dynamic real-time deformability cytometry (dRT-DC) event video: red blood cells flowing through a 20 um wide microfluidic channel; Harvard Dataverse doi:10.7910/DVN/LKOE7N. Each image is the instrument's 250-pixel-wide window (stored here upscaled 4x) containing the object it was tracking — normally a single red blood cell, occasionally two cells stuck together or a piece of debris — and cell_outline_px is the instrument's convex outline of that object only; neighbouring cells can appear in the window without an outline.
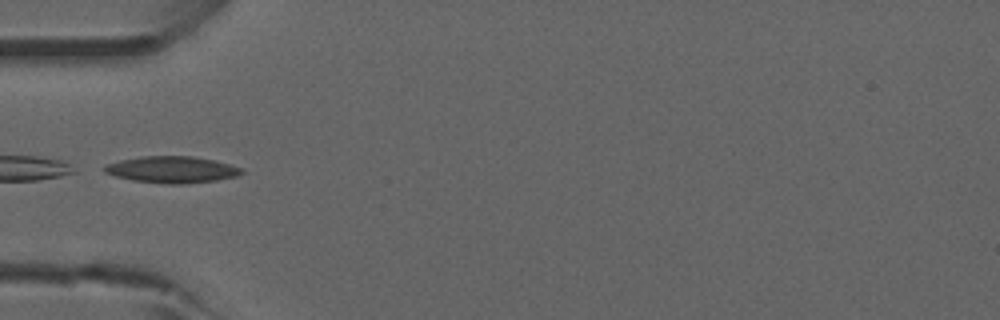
{"species": "common noctule bat (a hibernating species)", "species_latin": "Nyctalus noctula", "temperature_condition": "room temperature", "stored_images_in_passage": 16, "camera_frame_rate_fps": 3000, "um_per_image_px": 0.085, "animal": {"sex": "male", "forearm_length_mm": 52.5}, "frame": {"image": 1, "passage_image": 1, "time_ms": 0.0, "image_size_px": [1000, 320], "cell_outline_px": [[244, 172], [236, 176], [216, 180], [180, 184], [168, 184], [132, 180], [116, 176], [104, 172], [100, 168], [104, 164], [120, 160], [140, 156], [192, 156], [216, 160], [244, 168]], "centroid_in_image_um": [14.59, 14.4], "position_along_channel_um": 70.4, "area_um2": 21.44}}
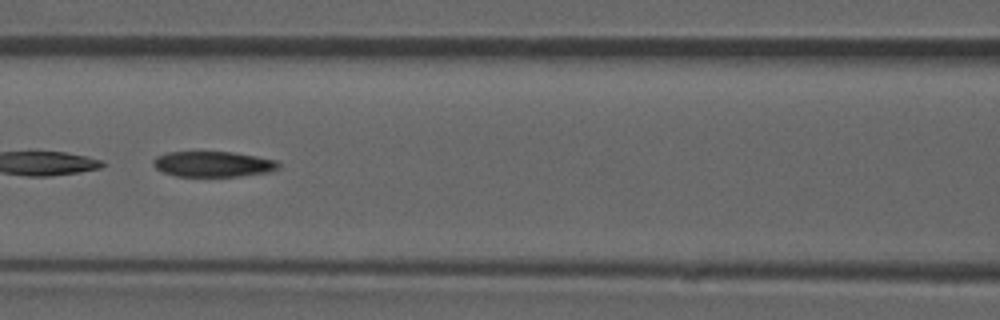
{"frame": {"image": 2, "passage_image": 7, "time_ms": 2.0, "image_size_px": [1000, 320], "cell_outline_px": [[280, 164], [272, 172], [240, 176], [176, 176], [164, 172], [156, 168], [152, 164], [152, 160], [156, 156], [168, 152], [232, 152], [256, 156], [276, 160]], "centroid_in_image_um": [18.1, 13.95], "position_along_channel_um": 148.5, "area_um2": 18.61}}